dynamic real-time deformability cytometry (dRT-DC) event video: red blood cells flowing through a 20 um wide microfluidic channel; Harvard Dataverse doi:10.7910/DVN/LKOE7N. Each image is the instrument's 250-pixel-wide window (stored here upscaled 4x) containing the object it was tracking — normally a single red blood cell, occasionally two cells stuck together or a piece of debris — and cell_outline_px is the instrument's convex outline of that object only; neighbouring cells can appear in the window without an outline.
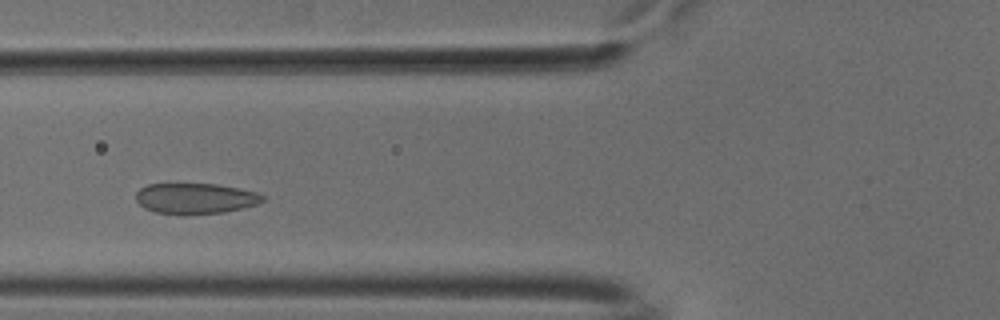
{"species": "common noctule bat (a hibernating species)", "species_latin": "Nyctalus noctula", "temperature_condition": "cold", "stored_images_in_passage": 37, "camera_frame_rate_fps": 3000, "um_per_image_px": 0.085, "animal": {"sex": "male", "body_mass_g": 18.8}, "frame": {"image": 1, "passage_image": 12, "time_ms": 3.667, "image_size_px": [1000, 320], "cell_outline_px": [[264, 200], [260, 204], [244, 208], [224, 212], [184, 216], [156, 212], [144, 208], [136, 200], [136, 192], [140, 188], [148, 184], [216, 184], [240, 188], [256, 192], [264, 196]], "centroid_in_image_um": [16.62, 16.89], "position_along_channel_um": 109.2, "area_um2": 23.06}}
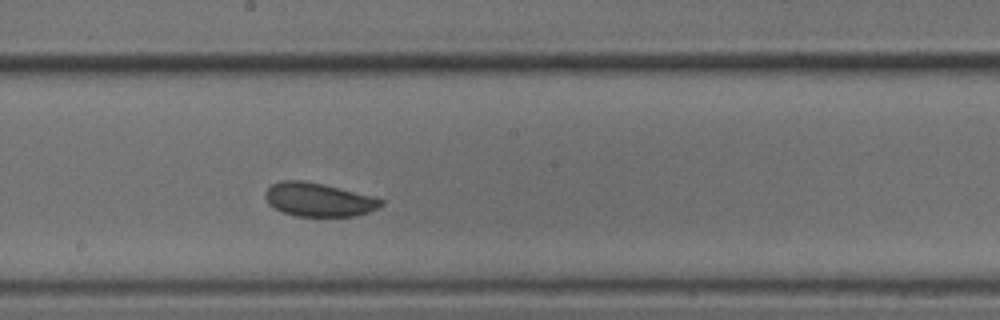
{"frame": {"image": 2, "passage_image": 21, "time_ms": 6.667, "image_size_px": [1000, 320], "cell_outline_px": [[384, 204], [368, 212], [356, 216], [296, 216], [280, 212], [268, 204], [264, 196], [264, 192], [272, 184], [280, 180], [304, 180], [324, 184], [372, 196], [384, 200]], "centroid_in_image_um": [27.03, 16.97], "position_along_channel_um": 221.2, "area_um2": 22.83}}
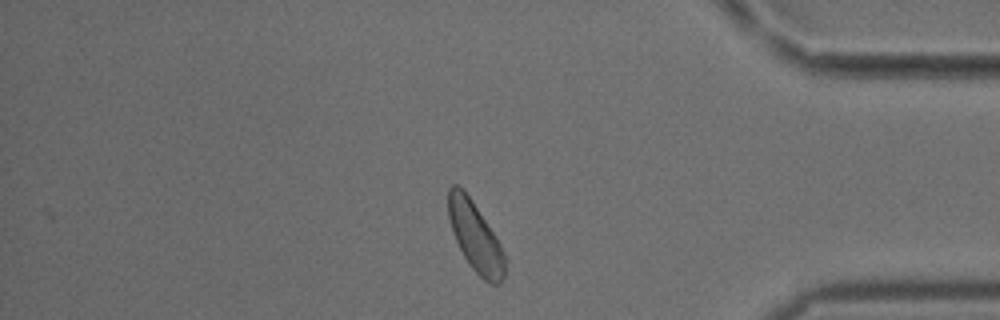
{"frame": {"image": 3, "passage_image": 37, "time_ms": 12.0, "image_size_px": [1000, 320], "cell_outline_px": [[504, 276], [500, 284], [492, 284], [484, 280], [468, 264], [456, 240], [448, 216], [448, 188], [452, 184], [456, 184], [472, 200], [496, 236], [504, 252]], "centroid_in_image_um": [40.4, 20.14], "position_along_channel_um": 394.8, "area_um2": 22.48}, "authors_computed_cell_mechanics": {"area_um2": 22.9466, "velocity_mm_per_s": 3.7224, "shape_relaxation_time_tau1_ms": 1.4532, "shape_relaxation_time_tau2_ms": 10.8763, "deformation_change_tau1": 0.0383, "deformation_change_tau2": 0.1035}}